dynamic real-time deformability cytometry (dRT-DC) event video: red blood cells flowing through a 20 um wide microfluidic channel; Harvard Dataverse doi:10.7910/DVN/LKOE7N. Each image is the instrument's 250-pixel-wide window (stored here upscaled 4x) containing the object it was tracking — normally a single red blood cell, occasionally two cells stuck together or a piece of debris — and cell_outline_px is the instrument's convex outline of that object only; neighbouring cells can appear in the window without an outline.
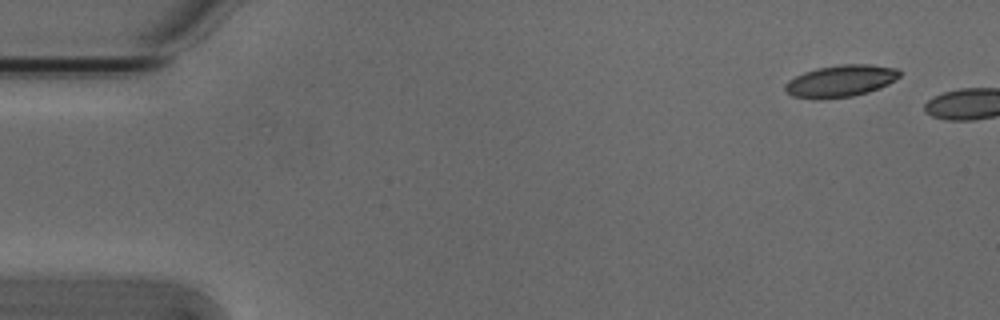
{"species": "Egyptian fruit bat (a non-hibernating species)", "species_latin": "Rousettus aegyptiacus", "temperature_condition": "cold", "stored_images_in_passage": 5, "segment_of_instrument_passage": [2, 2], "camera_frame_rate_fps": 3000, "um_per_image_px": 0.085, "animal": {"sex": "male"}, "frame": {"image": 1, "passage_image": 5, "time_ms": 1.333, "image_size_px": [1000, 320], "cell_outline_px": [[900, 76], [888, 84], [880, 88], [868, 92], [852, 96], [792, 96], [784, 88], [784, 84], [788, 80], [804, 72], [816, 68], [840, 64], [872, 64], [896, 68], [900, 72]], "centroid_in_image_um": [71.51, 6.82], "position_along_channel_um": 13.5, "area_um2": 20.58}}